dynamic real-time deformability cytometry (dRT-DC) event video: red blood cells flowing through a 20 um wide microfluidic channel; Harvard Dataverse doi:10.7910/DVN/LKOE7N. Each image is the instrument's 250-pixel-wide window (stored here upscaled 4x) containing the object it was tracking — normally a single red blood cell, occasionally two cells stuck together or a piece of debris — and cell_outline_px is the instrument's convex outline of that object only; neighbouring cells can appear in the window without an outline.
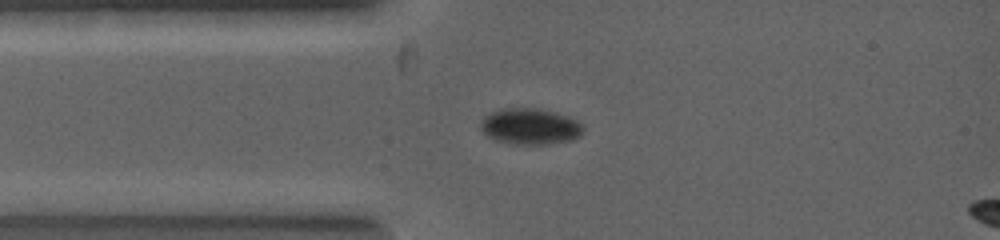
{"species": "common noctule bat (a hibernating species)", "species_latin": "Nyctalus noctula", "temperature_condition": "warm", "stored_images_in_passage": 7, "camera_frame_rate_fps": 5000, "um_per_image_px": 0.085, "animal": {"sex": "female", "body_mass_g": 19.0, "forearm_length_mm": 53.3}, "frame": {"image": 1, "passage_image": 2, "time_ms": 0.6, "image_size_px": [1000, 240], "cell_outline_px": [[584, 132], [580, 136], [572, 140], [548, 144], [508, 144], [496, 140], [488, 136], [480, 128], [480, 120], [488, 112], [504, 108], [536, 108], [568, 116], [580, 120], [584, 124]], "centroid_in_image_um": [45.08, 10.75], "position_along_channel_um": 39.9, "area_um2": 21.96}}